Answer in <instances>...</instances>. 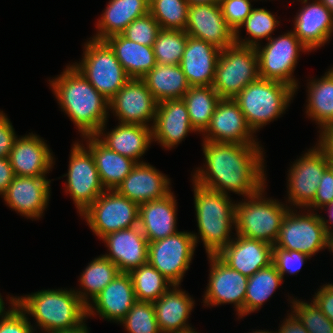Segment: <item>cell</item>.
<instances>
[{
	"label": "cell",
	"instance_id": "cell-1",
	"mask_svg": "<svg viewBox=\"0 0 333 333\" xmlns=\"http://www.w3.org/2000/svg\"><path fill=\"white\" fill-rule=\"evenodd\" d=\"M201 142L203 165L193 168L190 179L194 182L242 198L268 184L266 152L262 144Z\"/></svg>",
	"mask_w": 333,
	"mask_h": 333
},
{
	"label": "cell",
	"instance_id": "cell-2",
	"mask_svg": "<svg viewBox=\"0 0 333 333\" xmlns=\"http://www.w3.org/2000/svg\"><path fill=\"white\" fill-rule=\"evenodd\" d=\"M47 83L61 112L71 120L80 137L95 135L112 116L109 101L70 62Z\"/></svg>",
	"mask_w": 333,
	"mask_h": 333
},
{
	"label": "cell",
	"instance_id": "cell-3",
	"mask_svg": "<svg viewBox=\"0 0 333 333\" xmlns=\"http://www.w3.org/2000/svg\"><path fill=\"white\" fill-rule=\"evenodd\" d=\"M17 306L28 318L32 317L36 333L70 332L87 322V306L74 287L48 288L23 294L17 296Z\"/></svg>",
	"mask_w": 333,
	"mask_h": 333
},
{
	"label": "cell",
	"instance_id": "cell-4",
	"mask_svg": "<svg viewBox=\"0 0 333 333\" xmlns=\"http://www.w3.org/2000/svg\"><path fill=\"white\" fill-rule=\"evenodd\" d=\"M192 182L197 232L192 231L196 247L201 242L206 255H217L236 234L235 205L232 195L222 194ZM231 197V198H230Z\"/></svg>",
	"mask_w": 333,
	"mask_h": 333
},
{
	"label": "cell",
	"instance_id": "cell-5",
	"mask_svg": "<svg viewBox=\"0 0 333 333\" xmlns=\"http://www.w3.org/2000/svg\"><path fill=\"white\" fill-rule=\"evenodd\" d=\"M296 90L281 81L258 78L233 98L243 112L248 126L257 135L270 122L284 116Z\"/></svg>",
	"mask_w": 333,
	"mask_h": 333
},
{
	"label": "cell",
	"instance_id": "cell-6",
	"mask_svg": "<svg viewBox=\"0 0 333 333\" xmlns=\"http://www.w3.org/2000/svg\"><path fill=\"white\" fill-rule=\"evenodd\" d=\"M267 186L251 196L236 200L235 233L274 245L291 208L284 201L268 197Z\"/></svg>",
	"mask_w": 333,
	"mask_h": 333
},
{
	"label": "cell",
	"instance_id": "cell-7",
	"mask_svg": "<svg viewBox=\"0 0 333 333\" xmlns=\"http://www.w3.org/2000/svg\"><path fill=\"white\" fill-rule=\"evenodd\" d=\"M87 39L82 58L71 64L110 101L130 78L105 40Z\"/></svg>",
	"mask_w": 333,
	"mask_h": 333
},
{
	"label": "cell",
	"instance_id": "cell-8",
	"mask_svg": "<svg viewBox=\"0 0 333 333\" xmlns=\"http://www.w3.org/2000/svg\"><path fill=\"white\" fill-rule=\"evenodd\" d=\"M266 42L255 47L258 55L259 77L286 83L296 90L297 95L301 85L294 71L302 53L310 54V51L295 36L292 29L278 36H272Z\"/></svg>",
	"mask_w": 333,
	"mask_h": 333
},
{
	"label": "cell",
	"instance_id": "cell-9",
	"mask_svg": "<svg viewBox=\"0 0 333 333\" xmlns=\"http://www.w3.org/2000/svg\"><path fill=\"white\" fill-rule=\"evenodd\" d=\"M258 78V55L255 47L234 43L221 50L212 87L220 98L233 99Z\"/></svg>",
	"mask_w": 333,
	"mask_h": 333
},
{
	"label": "cell",
	"instance_id": "cell-10",
	"mask_svg": "<svg viewBox=\"0 0 333 333\" xmlns=\"http://www.w3.org/2000/svg\"><path fill=\"white\" fill-rule=\"evenodd\" d=\"M63 190L77 209L83 213L106 189L102 185L91 151L78 139L72 142Z\"/></svg>",
	"mask_w": 333,
	"mask_h": 333
},
{
	"label": "cell",
	"instance_id": "cell-11",
	"mask_svg": "<svg viewBox=\"0 0 333 333\" xmlns=\"http://www.w3.org/2000/svg\"><path fill=\"white\" fill-rule=\"evenodd\" d=\"M79 217L101 239L139 225V204L114 190H105Z\"/></svg>",
	"mask_w": 333,
	"mask_h": 333
},
{
	"label": "cell",
	"instance_id": "cell-12",
	"mask_svg": "<svg viewBox=\"0 0 333 333\" xmlns=\"http://www.w3.org/2000/svg\"><path fill=\"white\" fill-rule=\"evenodd\" d=\"M313 145L299 158L297 155L287 169L284 202L291 209H306L314 201L322 175L329 167L327 156L315 143Z\"/></svg>",
	"mask_w": 333,
	"mask_h": 333
},
{
	"label": "cell",
	"instance_id": "cell-13",
	"mask_svg": "<svg viewBox=\"0 0 333 333\" xmlns=\"http://www.w3.org/2000/svg\"><path fill=\"white\" fill-rule=\"evenodd\" d=\"M327 235L318 212L305 208L290 209L273 248L295 250L312 258L326 250Z\"/></svg>",
	"mask_w": 333,
	"mask_h": 333
},
{
	"label": "cell",
	"instance_id": "cell-14",
	"mask_svg": "<svg viewBox=\"0 0 333 333\" xmlns=\"http://www.w3.org/2000/svg\"><path fill=\"white\" fill-rule=\"evenodd\" d=\"M208 280L202 295L203 307L233 305L236 319H244V302L248 277L230 268L217 255H206Z\"/></svg>",
	"mask_w": 333,
	"mask_h": 333
},
{
	"label": "cell",
	"instance_id": "cell-15",
	"mask_svg": "<svg viewBox=\"0 0 333 333\" xmlns=\"http://www.w3.org/2000/svg\"><path fill=\"white\" fill-rule=\"evenodd\" d=\"M196 248L191 231H178L166 238L149 242L148 263L173 285H182L194 260Z\"/></svg>",
	"mask_w": 333,
	"mask_h": 333
},
{
	"label": "cell",
	"instance_id": "cell-16",
	"mask_svg": "<svg viewBox=\"0 0 333 333\" xmlns=\"http://www.w3.org/2000/svg\"><path fill=\"white\" fill-rule=\"evenodd\" d=\"M43 177L14 176L8 189L1 195L4 205L27 220H40L49 207L51 181Z\"/></svg>",
	"mask_w": 333,
	"mask_h": 333
},
{
	"label": "cell",
	"instance_id": "cell-17",
	"mask_svg": "<svg viewBox=\"0 0 333 333\" xmlns=\"http://www.w3.org/2000/svg\"><path fill=\"white\" fill-rule=\"evenodd\" d=\"M158 102L142 79L130 78L109 101V113L123 124L153 126Z\"/></svg>",
	"mask_w": 333,
	"mask_h": 333
},
{
	"label": "cell",
	"instance_id": "cell-18",
	"mask_svg": "<svg viewBox=\"0 0 333 333\" xmlns=\"http://www.w3.org/2000/svg\"><path fill=\"white\" fill-rule=\"evenodd\" d=\"M200 136L209 142L261 144L237 102L230 98L219 100L207 129Z\"/></svg>",
	"mask_w": 333,
	"mask_h": 333
},
{
	"label": "cell",
	"instance_id": "cell-19",
	"mask_svg": "<svg viewBox=\"0 0 333 333\" xmlns=\"http://www.w3.org/2000/svg\"><path fill=\"white\" fill-rule=\"evenodd\" d=\"M53 153L47 140L35 132H29L18 136L8 159L15 175L43 177L48 176L56 165Z\"/></svg>",
	"mask_w": 333,
	"mask_h": 333
},
{
	"label": "cell",
	"instance_id": "cell-20",
	"mask_svg": "<svg viewBox=\"0 0 333 333\" xmlns=\"http://www.w3.org/2000/svg\"><path fill=\"white\" fill-rule=\"evenodd\" d=\"M152 139L164 150H172L185 141L189 134H198L191 125L190 117L181 99H168L158 103L153 122Z\"/></svg>",
	"mask_w": 333,
	"mask_h": 333
},
{
	"label": "cell",
	"instance_id": "cell-21",
	"mask_svg": "<svg viewBox=\"0 0 333 333\" xmlns=\"http://www.w3.org/2000/svg\"><path fill=\"white\" fill-rule=\"evenodd\" d=\"M301 8L294 15L292 31L311 52L329 44L333 13L319 0H296Z\"/></svg>",
	"mask_w": 333,
	"mask_h": 333
},
{
	"label": "cell",
	"instance_id": "cell-22",
	"mask_svg": "<svg viewBox=\"0 0 333 333\" xmlns=\"http://www.w3.org/2000/svg\"><path fill=\"white\" fill-rule=\"evenodd\" d=\"M185 32L220 50L235 43V32L224 19L219 3L189 5Z\"/></svg>",
	"mask_w": 333,
	"mask_h": 333
},
{
	"label": "cell",
	"instance_id": "cell-23",
	"mask_svg": "<svg viewBox=\"0 0 333 333\" xmlns=\"http://www.w3.org/2000/svg\"><path fill=\"white\" fill-rule=\"evenodd\" d=\"M136 301L130 275L119 273L87 305V320L98 316L99 319L118 325Z\"/></svg>",
	"mask_w": 333,
	"mask_h": 333
},
{
	"label": "cell",
	"instance_id": "cell-24",
	"mask_svg": "<svg viewBox=\"0 0 333 333\" xmlns=\"http://www.w3.org/2000/svg\"><path fill=\"white\" fill-rule=\"evenodd\" d=\"M101 240L107 248L102 255L114 263L120 273H129L148 263L149 242L139 225L110 233Z\"/></svg>",
	"mask_w": 333,
	"mask_h": 333
},
{
	"label": "cell",
	"instance_id": "cell-25",
	"mask_svg": "<svg viewBox=\"0 0 333 333\" xmlns=\"http://www.w3.org/2000/svg\"><path fill=\"white\" fill-rule=\"evenodd\" d=\"M115 190L141 204L163 198L173 189L171 178L147 161L137 163Z\"/></svg>",
	"mask_w": 333,
	"mask_h": 333
},
{
	"label": "cell",
	"instance_id": "cell-26",
	"mask_svg": "<svg viewBox=\"0 0 333 333\" xmlns=\"http://www.w3.org/2000/svg\"><path fill=\"white\" fill-rule=\"evenodd\" d=\"M217 256L230 268L250 277L272 263L273 245L235 234Z\"/></svg>",
	"mask_w": 333,
	"mask_h": 333
},
{
	"label": "cell",
	"instance_id": "cell-27",
	"mask_svg": "<svg viewBox=\"0 0 333 333\" xmlns=\"http://www.w3.org/2000/svg\"><path fill=\"white\" fill-rule=\"evenodd\" d=\"M193 295L172 285L157 301L153 302L158 326L162 333H187L195 330L189 318L196 305Z\"/></svg>",
	"mask_w": 333,
	"mask_h": 333
},
{
	"label": "cell",
	"instance_id": "cell-28",
	"mask_svg": "<svg viewBox=\"0 0 333 333\" xmlns=\"http://www.w3.org/2000/svg\"><path fill=\"white\" fill-rule=\"evenodd\" d=\"M107 124L106 122L95 134L105 146L137 163L146 162L143 156L153 143L151 127L117 123L114 128L107 129Z\"/></svg>",
	"mask_w": 333,
	"mask_h": 333
},
{
	"label": "cell",
	"instance_id": "cell-29",
	"mask_svg": "<svg viewBox=\"0 0 333 333\" xmlns=\"http://www.w3.org/2000/svg\"><path fill=\"white\" fill-rule=\"evenodd\" d=\"M174 191L163 198L139 204V227L148 242L177 233L178 202Z\"/></svg>",
	"mask_w": 333,
	"mask_h": 333
},
{
	"label": "cell",
	"instance_id": "cell-30",
	"mask_svg": "<svg viewBox=\"0 0 333 333\" xmlns=\"http://www.w3.org/2000/svg\"><path fill=\"white\" fill-rule=\"evenodd\" d=\"M221 50L188 36L180 66L191 87L212 86Z\"/></svg>",
	"mask_w": 333,
	"mask_h": 333
},
{
	"label": "cell",
	"instance_id": "cell-31",
	"mask_svg": "<svg viewBox=\"0 0 333 333\" xmlns=\"http://www.w3.org/2000/svg\"><path fill=\"white\" fill-rule=\"evenodd\" d=\"M80 138L93 154L100 180L106 190L116 189L137 164L131 158L110 150L95 135Z\"/></svg>",
	"mask_w": 333,
	"mask_h": 333
},
{
	"label": "cell",
	"instance_id": "cell-32",
	"mask_svg": "<svg viewBox=\"0 0 333 333\" xmlns=\"http://www.w3.org/2000/svg\"><path fill=\"white\" fill-rule=\"evenodd\" d=\"M149 13V0H109L95 22L96 31L91 38L106 40L121 34L135 19Z\"/></svg>",
	"mask_w": 333,
	"mask_h": 333
},
{
	"label": "cell",
	"instance_id": "cell-33",
	"mask_svg": "<svg viewBox=\"0 0 333 333\" xmlns=\"http://www.w3.org/2000/svg\"><path fill=\"white\" fill-rule=\"evenodd\" d=\"M306 100L304 105L305 117L315 122L320 131L326 126L333 125V71L328 67L319 78L307 77Z\"/></svg>",
	"mask_w": 333,
	"mask_h": 333
},
{
	"label": "cell",
	"instance_id": "cell-34",
	"mask_svg": "<svg viewBox=\"0 0 333 333\" xmlns=\"http://www.w3.org/2000/svg\"><path fill=\"white\" fill-rule=\"evenodd\" d=\"M105 41L129 78L141 79L157 65L153 47L130 41L121 34L110 36Z\"/></svg>",
	"mask_w": 333,
	"mask_h": 333
},
{
	"label": "cell",
	"instance_id": "cell-35",
	"mask_svg": "<svg viewBox=\"0 0 333 333\" xmlns=\"http://www.w3.org/2000/svg\"><path fill=\"white\" fill-rule=\"evenodd\" d=\"M155 100L181 99L191 87L180 65L158 64L141 78Z\"/></svg>",
	"mask_w": 333,
	"mask_h": 333
},
{
	"label": "cell",
	"instance_id": "cell-36",
	"mask_svg": "<svg viewBox=\"0 0 333 333\" xmlns=\"http://www.w3.org/2000/svg\"><path fill=\"white\" fill-rule=\"evenodd\" d=\"M118 267L105 256L93 258L79 275L74 291L87 306L118 274Z\"/></svg>",
	"mask_w": 333,
	"mask_h": 333
},
{
	"label": "cell",
	"instance_id": "cell-37",
	"mask_svg": "<svg viewBox=\"0 0 333 333\" xmlns=\"http://www.w3.org/2000/svg\"><path fill=\"white\" fill-rule=\"evenodd\" d=\"M284 284L282 276L271 263L248 277L244 302V318L252 313H258L266 302H269L276 290Z\"/></svg>",
	"mask_w": 333,
	"mask_h": 333
},
{
	"label": "cell",
	"instance_id": "cell-38",
	"mask_svg": "<svg viewBox=\"0 0 333 333\" xmlns=\"http://www.w3.org/2000/svg\"><path fill=\"white\" fill-rule=\"evenodd\" d=\"M281 17L266 8H253L251 14L245 19L241 26L235 31V43L245 46L256 47L268 41L281 24ZM245 29L246 35L241 36V30Z\"/></svg>",
	"mask_w": 333,
	"mask_h": 333
},
{
	"label": "cell",
	"instance_id": "cell-39",
	"mask_svg": "<svg viewBox=\"0 0 333 333\" xmlns=\"http://www.w3.org/2000/svg\"><path fill=\"white\" fill-rule=\"evenodd\" d=\"M191 125L198 134L208 127L217 103L221 99L212 86L190 87L183 98Z\"/></svg>",
	"mask_w": 333,
	"mask_h": 333
},
{
	"label": "cell",
	"instance_id": "cell-40",
	"mask_svg": "<svg viewBox=\"0 0 333 333\" xmlns=\"http://www.w3.org/2000/svg\"><path fill=\"white\" fill-rule=\"evenodd\" d=\"M134 287L137 301L155 302L173 284L149 263L128 273Z\"/></svg>",
	"mask_w": 333,
	"mask_h": 333
},
{
	"label": "cell",
	"instance_id": "cell-41",
	"mask_svg": "<svg viewBox=\"0 0 333 333\" xmlns=\"http://www.w3.org/2000/svg\"><path fill=\"white\" fill-rule=\"evenodd\" d=\"M187 39L185 30L161 29L153 44L156 62L161 65H180Z\"/></svg>",
	"mask_w": 333,
	"mask_h": 333
},
{
	"label": "cell",
	"instance_id": "cell-42",
	"mask_svg": "<svg viewBox=\"0 0 333 333\" xmlns=\"http://www.w3.org/2000/svg\"><path fill=\"white\" fill-rule=\"evenodd\" d=\"M288 307L298 318L309 333H333V322L320 310L316 303L311 299L308 301L299 299L295 294L287 292ZM292 295V296H291ZM296 297V298H295Z\"/></svg>",
	"mask_w": 333,
	"mask_h": 333
},
{
	"label": "cell",
	"instance_id": "cell-43",
	"mask_svg": "<svg viewBox=\"0 0 333 333\" xmlns=\"http://www.w3.org/2000/svg\"><path fill=\"white\" fill-rule=\"evenodd\" d=\"M188 7L186 0H149V13L161 29L185 30Z\"/></svg>",
	"mask_w": 333,
	"mask_h": 333
},
{
	"label": "cell",
	"instance_id": "cell-44",
	"mask_svg": "<svg viewBox=\"0 0 333 333\" xmlns=\"http://www.w3.org/2000/svg\"><path fill=\"white\" fill-rule=\"evenodd\" d=\"M118 324L126 333H162L156 320L153 302L136 301Z\"/></svg>",
	"mask_w": 333,
	"mask_h": 333
},
{
	"label": "cell",
	"instance_id": "cell-45",
	"mask_svg": "<svg viewBox=\"0 0 333 333\" xmlns=\"http://www.w3.org/2000/svg\"><path fill=\"white\" fill-rule=\"evenodd\" d=\"M160 30L158 22L148 13L130 23L121 35L135 43L153 47Z\"/></svg>",
	"mask_w": 333,
	"mask_h": 333
},
{
	"label": "cell",
	"instance_id": "cell-46",
	"mask_svg": "<svg viewBox=\"0 0 333 333\" xmlns=\"http://www.w3.org/2000/svg\"><path fill=\"white\" fill-rule=\"evenodd\" d=\"M310 259V256L302 252L273 248L272 263L282 276L284 282L285 276L297 275L303 269L302 267L307 263V260L310 261Z\"/></svg>",
	"mask_w": 333,
	"mask_h": 333
},
{
	"label": "cell",
	"instance_id": "cell-47",
	"mask_svg": "<svg viewBox=\"0 0 333 333\" xmlns=\"http://www.w3.org/2000/svg\"><path fill=\"white\" fill-rule=\"evenodd\" d=\"M254 0H219L222 15L235 32L251 14Z\"/></svg>",
	"mask_w": 333,
	"mask_h": 333
},
{
	"label": "cell",
	"instance_id": "cell-48",
	"mask_svg": "<svg viewBox=\"0 0 333 333\" xmlns=\"http://www.w3.org/2000/svg\"><path fill=\"white\" fill-rule=\"evenodd\" d=\"M31 319L16 305L6 316L0 318V333H36Z\"/></svg>",
	"mask_w": 333,
	"mask_h": 333
},
{
	"label": "cell",
	"instance_id": "cell-49",
	"mask_svg": "<svg viewBox=\"0 0 333 333\" xmlns=\"http://www.w3.org/2000/svg\"><path fill=\"white\" fill-rule=\"evenodd\" d=\"M333 201V173L327 168L322 175L317 188L314 201L306 208L311 211L319 212L320 209Z\"/></svg>",
	"mask_w": 333,
	"mask_h": 333
},
{
	"label": "cell",
	"instance_id": "cell-50",
	"mask_svg": "<svg viewBox=\"0 0 333 333\" xmlns=\"http://www.w3.org/2000/svg\"><path fill=\"white\" fill-rule=\"evenodd\" d=\"M8 115L0 109V158H8L18 134Z\"/></svg>",
	"mask_w": 333,
	"mask_h": 333
},
{
	"label": "cell",
	"instance_id": "cell-51",
	"mask_svg": "<svg viewBox=\"0 0 333 333\" xmlns=\"http://www.w3.org/2000/svg\"><path fill=\"white\" fill-rule=\"evenodd\" d=\"M311 296L316 305L325 314V316L333 322V283L326 282L318 286Z\"/></svg>",
	"mask_w": 333,
	"mask_h": 333
},
{
	"label": "cell",
	"instance_id": "cell-52",
	"mask_svg": "<svg viewBox=\"0 0 333 333\" xmlns=\"http://www.w3.org/2000/svg\"><path fill=\"white\" fill-rule=\"evenodd\" d=\"M316 145L324 152L329 160H333V125L317 131Z\"/></svg>",
	"mask_w": 333,
	"mask_h": 333
},
{
	"label": "cell",
	"instance_id": "cell-53",
	"mask_svg": "<svg viewBox=\"0 0 333 333\" xmlns=\"http://www.w3.org/2000/svg\"><path fill=\"white\" fill-rule=\"evenodd\" d=\"M285 316L284 319L280 321L281 324H278V330L276 329L277 333H309L291 311L288 310Z\"/></svg>",
	"mask_w": 333,
	"mask_h": 333
},
{
	"label": "cell",
	"instance_id": "cell-54",
	"mask_svg": "<svg viewBox=\"0 0 333 333\" xmlns=\"http://www.w3.org/2000/svg\"><path fill=\"white\" fill-rule=\"evenodd\" d=\"M14 171L8 158H0V197L14 179Z\"/></svg>",
	"mask_w": 333,
	"mask_h": 333
},
{
	"label": "cell",
	"instance_id": "cell-55",
	"mask_svg": "<svg viewBox=\"0 0 333 333\" xmlns=\"http://www.w3.org/2000/svg\"><path fill=\"white\" fill-rule=\"evenodd\" d=\"M324 211H326L327 217L326 215L322 214V212ZM318 213L321 218L322 224L324 225L325 231L327 233L333 232V201L330 202L327 206L320 209Z\"/></svg>",
	"mask_w": 333,
	"mask_h": 333
},
{
	"label": "cell",
	"instance_id": "cell-56",
	"mask_svg": "<svg viewBox=\"0 0 333 333\" xmlns=\"http://www.w3.org/2000/svg\"><path fill=\"white\" fill-rule=\"evenodd\" d=\"M5 298H3L2 293H0V318L6 316L17 305V295L8 294ZM7 305L9 306L6 307Z\"/></svg>",
	"mask_w": 333,
	"mask_h": 333
},
{
	"label": "cell",
	"instance_id": "cell-57",
	"mask_svg": "<svg viewBox=\"0 0 333 333\" xmlns=\"http://www.w3.org/2000/svg\"><path fill=\"white\" fill-rule=\"evenodd\" d=\"M189 5L195 4H218L219 0H186Z\"/></svg>",
	"mask_w": 333,
	"mask_h": 333
},
{
	"label": "cell",
	"instance_id": "cell-58",
	"mask_svg": "<svg viewBox=\"0 0 333 333\" xmlns=\"http://www.w3.org/2000/svg\"><path fill=\"white\" fill-rule=\"evenodd\" d=\"M326 249L329 251L330 254L333 253V232H329L327 235Z\"/></svg>",
	"mask_w": 333,
	"mask_h": 333
},
{
	"label": "cell",
	"instance_id": "cell-59",
	"mask_svg": "<svg viewBox=\"0 0 333 333\" xmlns=\"http://www.w3.org/2000/svg\"><path fill=\"white\" fill-rule=\"evenodd\" d=\"M89 329L90 328L87 326V324H85L80 329H77V330H74V331H70V332H58V333H90Z\"/></svg>",
	"mask_w": 333,
	"mask_h": 333
},
{
	"label": "cell",
	"instance_id": "cell-60",
	"mask_svg": "<svg viewBox=\"0 0 333 333\" xmlns=\"http://www.w3.org/2000/svg\"><path fill=\"white\" fill-rule=\"evenodd\" d=\"M330 12L333 13V0H319Z\"/></svg>",
	"mask_w": 333,
	"mask_h": 333
},
{
	"label": "cell",
	"instance_id": "cell-61",
	"mask_svg": "<svg viewBox=\"0 0 333 333\" xmlns=\"http://www.w3.org/2000/svg\"><path fill=\"white\" fill-rule=\"evenodd\" d=\"M248 333H277L276 331H269V329L268 330H266V329H255V330H252V332H248Z\"/></svg>",
	"mask_w": 333,
	"mask_h": 333
},
{
	"label": "cell",
	"instance_id": "cell-62",
	"mask_svg": "<svg viewBox=\"0 0 333 333\" xmlns=\"http://www.w3.org/2000/svg\"><path fill=\"white\" fill-rule=\"evenodd\" d=\"M332 173H333V160H329V167H328Z\"/></svg>",
	"mask_w": 333,
	"mask_h": 333
},
{
	"label": "cell",
	"instance_id": "cell-63",
	"mask_svg": "<svg viewBox=\"0 0 333 333\" xmlns=\"http://www.w3.org/2000/svg\"><path fill=\"white\" fill-rule=\"evenodd\" d=\"M332 36H333V28H332L331 35H330V38H329V43L332 40Z\"/></svg>",
	"mask_w": 333,
	"mask_h": 333
},
{
	"label": "cell",
	"instance_id": "cell-64",
	"mask_svg": "<svg viewBox=\"0 0 333 333\" xmlns=\"http://www.w3.org/2000/svg\"><path fill=\"white\" fill-rule=\"evenodd\" d=\"M187 333H201V332H198V331L195 329V330H192V331L187 332Z\"/></svg>",
	"mask_w": 333,
	"mask_h": 333
},
{
	"label": "cell",
	"instance_id": "cell-65",
	"mask_svg": "<svg viewBox=\"0 0 333 333\" xmlns=\"http://www.w3.org/2000/svg\"><path fill=\"white\" fill-rule=\"evenodd\" d=\"M256 1L258 2V1H262V0H254V3H255ZM263 1H264V0H263ZM265 1H267V0H265ZM269 1H271V0H269ZM272 1H273V0H272ZM292 1L294 2V0H291V2H292Z\"/></svg>",
	"mask_w": 333,
	"mask_h": 333
},
{
	"label": "cell",
	"instance_id": "cell-66",
	"mask_svg": "<svg viewBox=\"0 0 333 333\" xmlns=\"http://www.w3.org/2000/svg\"><path fill=\"white\" fill-rule=\"evenodd\" d=\"M329 68L333 71V64L331 65V67L329 66Z\"/></svg>",
	"mask_w": 333,
	"mask_h": 333
}]
</instances>
